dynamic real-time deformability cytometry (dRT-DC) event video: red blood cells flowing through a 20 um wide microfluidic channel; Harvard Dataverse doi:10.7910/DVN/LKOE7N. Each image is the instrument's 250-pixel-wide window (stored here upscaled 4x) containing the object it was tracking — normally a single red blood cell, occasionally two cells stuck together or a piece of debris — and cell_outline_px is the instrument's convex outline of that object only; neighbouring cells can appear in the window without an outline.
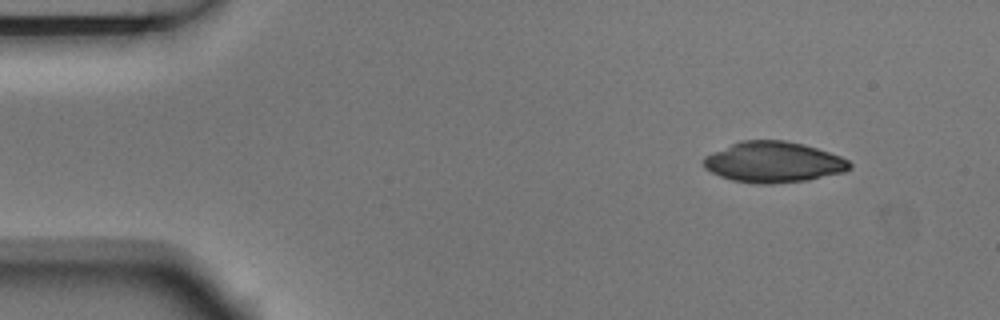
{"species": "Egyptian fruit bat (a non-hibernating species)", "species_latin": "Rousettus aegyptiacus", "temperature_condition": "room temperature", "stored_images_in_passage": 5, "camera_frame_rate_fps": 3000, "um_per_image_px": 0.085, "animal": {"sex": "male"}, "frame": {"image": 1, "passage_image": 1, "time_ms": 0.0, "image_size_px": [1000, 320], "cell_outline_px": [[852, 168], [844, 172], [808, 180], [772, 184], [756, 184], [732, 180], [720, 176], [704, 168], [700, 160], [704, 156], [740, 140], [784, 140], [804, 144], [840, 156], [848, 160], [852, 164]], "centroid_in_image_um": [65.72, 13.78], "position_along_channel_um": 19.3, "area_um2": 34.91}}